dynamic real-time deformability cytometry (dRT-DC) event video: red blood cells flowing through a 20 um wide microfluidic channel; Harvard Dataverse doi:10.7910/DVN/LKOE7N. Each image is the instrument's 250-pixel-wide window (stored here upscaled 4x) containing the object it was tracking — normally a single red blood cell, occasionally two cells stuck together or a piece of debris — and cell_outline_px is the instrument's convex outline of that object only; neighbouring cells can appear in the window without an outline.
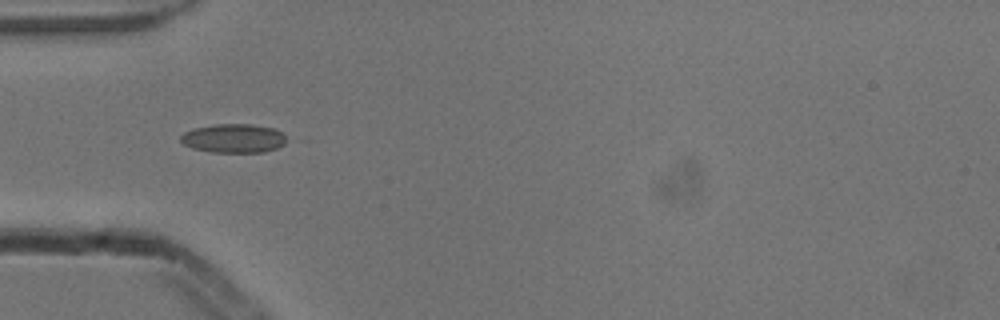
{"species": "common noctule bat (a hibernating species)", "species_latin": "Nyctalus noctula", "temperature_condition": "cold", "stored_images_in_passage": 3, "camera_frame_rate_fps": 3000, "um_per_image_px": 0.085, "animal": {"sex": "male", "body_mass_g": 13.3}, "frame": {"image": 1, "passage_image": 1, "time_ms": 0.0, "image_size_px": [1000, 320], "cell_outline_px": [[284, 144], [276, 148], [264, 152], [212, 152], [192, 148], [184, 144], [180, 140], [180, 136], [184, 132], [196, 128], [216, 124], [252, 124], [272, 128], [280, 132], [284, 136]], "centroid_in_image_um": [19.82, 11.76], "position_along_channel_um": 65.2, "area_um2": 17.57}}
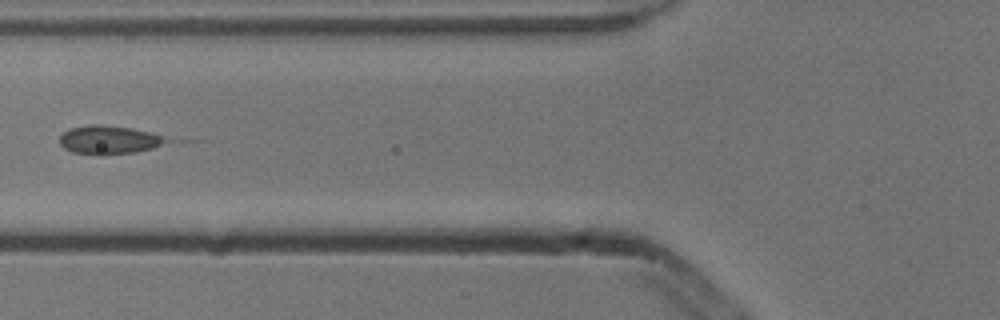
{"frame": {"image": 2, "passage_image": 2, "time_ms": 0.333, "image_size_px": [1000, 320], "cell_outline_px": [[204, 140], [136, 152], [104, 156], [96, 156], [72, 152], [64, 148], [60, 144], [60, 136], [68, 128], [88, 124], [100, 124], [132, 128]], "centroid_in_image_um": [9.86, 11.9], "position_along_channel_um": 115.9, "area_um2": 20.52}}
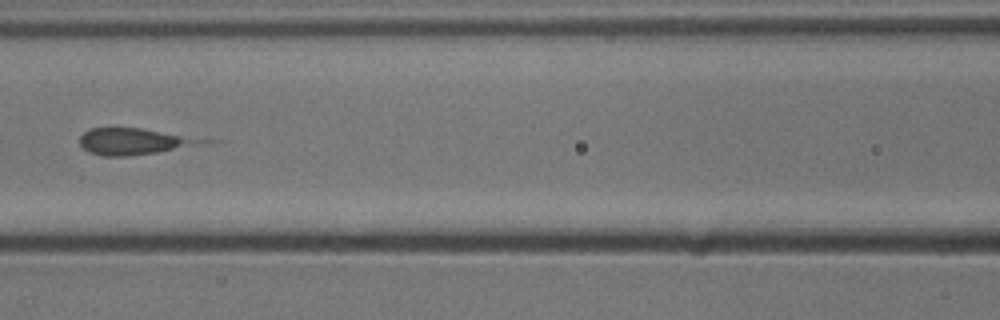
{"frame": {"image": 3, "passage_image": 3, "time_ms": 0.667, "image_size_px": [1000, 320], "cell_outline_px": [[220, 140], [208, 144], [156, 152], [128, 156], [104, 156], [88, 152], [80, 144], [80, 136], [88, 128], [140, 128]], "centroid_in_image_um": [11.53, 12.01], "position_along_channel_um": 155.1, "area_um2": 19.31}}